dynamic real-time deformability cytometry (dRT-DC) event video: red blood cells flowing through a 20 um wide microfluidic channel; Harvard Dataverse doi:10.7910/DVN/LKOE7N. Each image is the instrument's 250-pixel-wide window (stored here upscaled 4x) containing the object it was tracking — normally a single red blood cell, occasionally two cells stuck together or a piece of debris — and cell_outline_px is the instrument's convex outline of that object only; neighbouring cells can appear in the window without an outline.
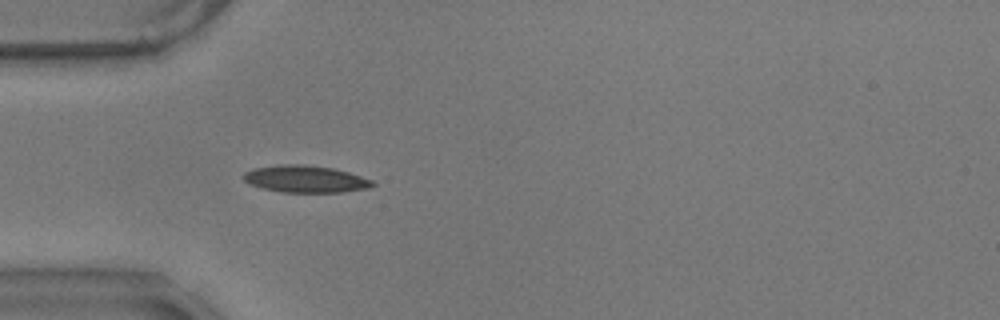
{"species": "common noctule bat (a hibernating species)", "species_latin": "Nyctalus noctula", "temperature_condition": "warm", "stored_images_in_passage": 41, "camera_frame_rate_fps": 3000, "um_per_image_px": 0.085, "animal": {"sex": "male", "body_mass_g": 17.9}, "frame": {"image": 1, "passage_image": 1, "time_ms": 0.0, "image_size_px": [1000, 320], "cell_outline_px": [[376, 184], [368, 188], [340, 192], [284, 192], [260, 188], [244, 180], [244, 172], [252, 168], [280, 164], [304, 164], [332, 168], [348, 172], [372, 180]], "centroid_in_image_um": [25.94, 15.21], "position_along_channel_um": 59.1, "area_um2": 20.23}}
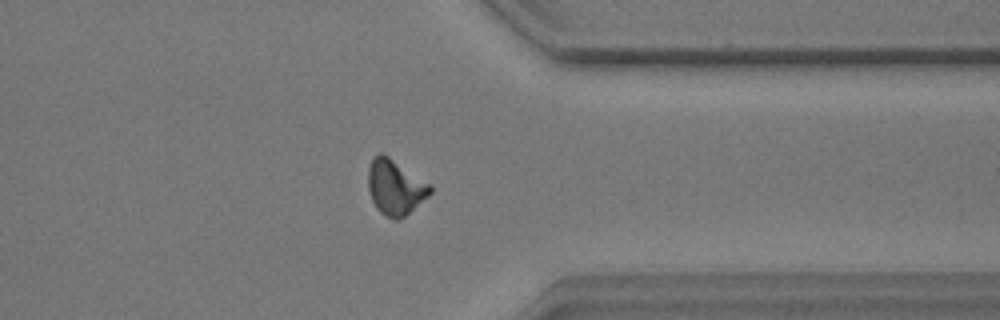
{"frame": {"image": 2, "passage_image": 29, "time_ms": 9.333, "image_size_px": [1000, 320], "cell_outline_px": [[432, 192], [428, 196], [400, 220], [396, 220], [384, 216], [376, 208], [372, 200], [368, 188], [368, 168], [372, 156], [380, 152], [388, 156], [432, 184]], "centroid_in_image_um": [33.59, 15.91], "position_along_channel_um": 377.8, "area_um2": 20.17}}
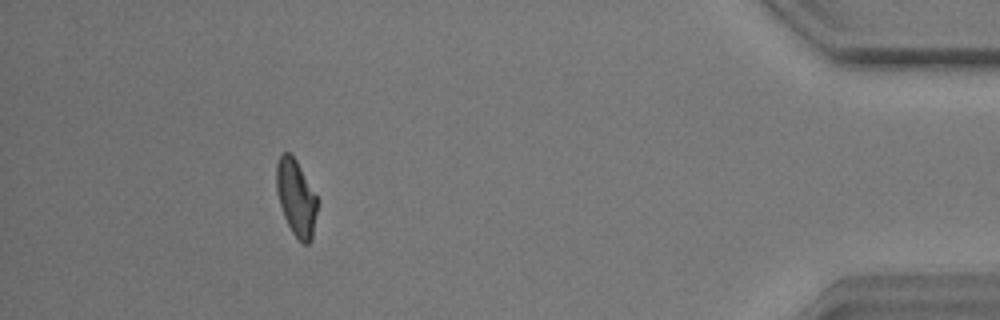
{"frame": {"image": 3, "passage_image": 36, "time_ms": 11.667, "image_size_px": [1000, 320], "cell_outline_px": [[320, 200], [312, 240], [308, 244], [304, 244], [292, 232], [284, 216], [276, 192], [276, 164], [280, 152], [288, 152], [296, 160]], "centroid_in_image_um": [25.2, 16.8], "position_along_channel_um": 410.0, "area_um2": 18.55}, "authors_computed_cell_mechanics": {"area_um2": 19.1896, "velocity_mm_per_s": 3.5069, "shape_relaxation_time_tau1_ms": 6.399, "shape_relaxation_time_tau2_ms": 2.2285, "deformation_change_tau1": 0.1614, "deformation_change_tau2": 0.0849}}